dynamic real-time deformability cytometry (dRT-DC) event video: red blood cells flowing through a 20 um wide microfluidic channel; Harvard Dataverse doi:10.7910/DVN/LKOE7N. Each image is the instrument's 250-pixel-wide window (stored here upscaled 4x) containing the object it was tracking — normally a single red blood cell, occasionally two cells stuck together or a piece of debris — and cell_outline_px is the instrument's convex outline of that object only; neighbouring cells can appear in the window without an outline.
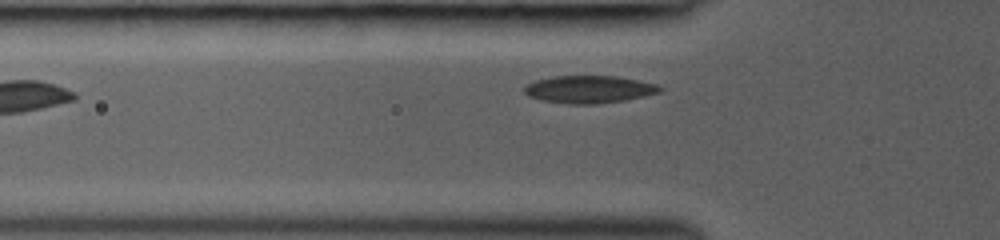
{"species": "common noctule bat (a hibernating species)", "species_latin": "Nyctalus noctula", "temperature_condition": "room temperature", "stored_images_in_passage": 5, "camera_frame_rate_fps": 3000, "um_per_image_px": 0.085, "animal": {"sex": "female", "body_mass_g": 19.0, "forearm_length_mm": 53.3}, "frame": {"image": 1, "passage_image": 5, "time_ms": 3.0, "image_size_px": [1000, 240], "cell_outline_px": [[664, 88], [660, 92], [644, 96], [624, 100], [596, 104], [568, 104], [540, 100], [528, 96], [524, 92], [524, 88], [528, 84], [536, 80], [552, 76], [620, 76], [656, 84]], "centroid_in_image_um": [50.07, 7.59], "position_along_channel_um": 75.7, "area_um2": 21.79}}